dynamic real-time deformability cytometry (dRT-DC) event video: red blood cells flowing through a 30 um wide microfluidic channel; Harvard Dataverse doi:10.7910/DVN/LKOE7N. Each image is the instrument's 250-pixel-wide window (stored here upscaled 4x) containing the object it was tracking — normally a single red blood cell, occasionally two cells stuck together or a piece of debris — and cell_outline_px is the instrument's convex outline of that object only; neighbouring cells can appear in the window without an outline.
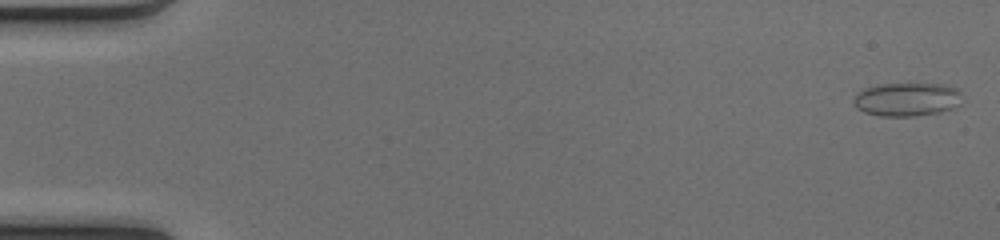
{"species": "common noctule bat (a hibernating species)", "species_latin": "Nyctalus noctula", "temperature_condition": "cold", "stored_images_in_passage": 18, "camera_frame_rate_fps": 3000, "um_per_image_px": 0.085, "animal": {"sex": "female", "body_mass_g": 17.0, "forearm_length_mm": 48.0}, "frame": {"image": 1, "passage_image": 2, "time_ms": 0.333, "image_size_px": [1000, 240], "cell_outline_px": [[960, 104], [952, 108], [936, 112], [916, 116], [880, 116], [864, 112], [856, 108], [852, 100], [864, 88], [876, 84], [912, 80], [944, 84], [956, 88], [960, 92]], "centroid_in_image_um": [77.07, 8.38], "position_along_channel_um": 7.9, "area_um2": 22.08}}
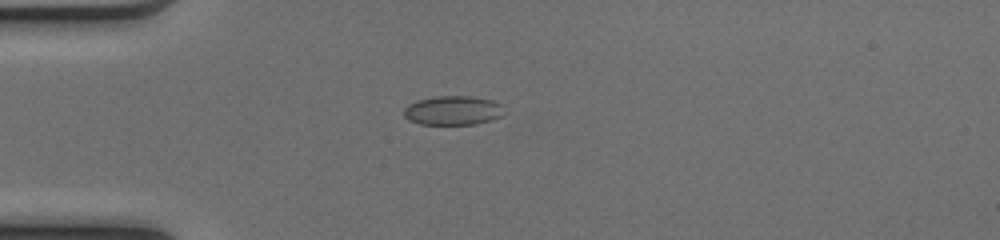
{"frame": {"image": 2, "passage_image": 15, "time_ms": 4.667, "image_size_px": [1000, 240], "cell_outline_px": [[504, 116], [492, 120], [476, 124], [420, 124], [408, 120], [404, 116], [404, 108], [408, 104], [420, 100], [436, 96], [472, 96], [492, 100], [500, 104]], "centroid_in_image_um": [38.51, 9.39], "position_along_channel_um": 46.5, "area_um2": 17.05}}